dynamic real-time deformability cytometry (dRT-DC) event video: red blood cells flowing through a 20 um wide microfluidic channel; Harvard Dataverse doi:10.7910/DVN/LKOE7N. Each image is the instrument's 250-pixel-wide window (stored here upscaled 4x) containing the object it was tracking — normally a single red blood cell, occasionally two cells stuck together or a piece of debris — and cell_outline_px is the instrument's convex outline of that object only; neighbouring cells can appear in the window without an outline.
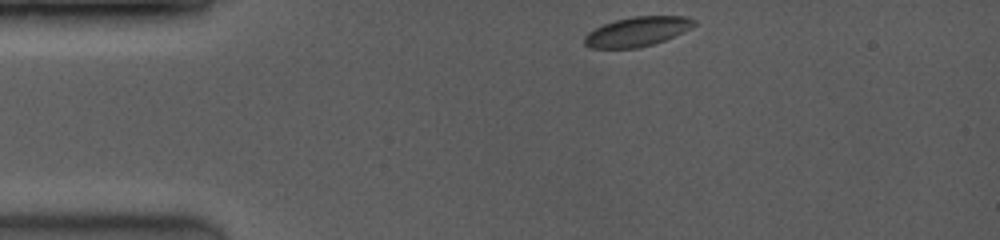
{"species": "common noctule bat (a hibernating species)", "species_latin": "Nyctalus noctula", "temperature_condition": "room temperature", "stored_images_in_passage": 5, "camera_frame_rate_fps": 3500, "um_per_image_px": 0.085, "animal": {"sex": "female", "body_mass_g": 19.0, "forearm_length_mm": 53.3}, "frame": {"image": 1, "passage_image": 1, "time_ms": 0.0, "image_size_px": [1000, 240], "cell_outline_px": [[696, 24], [692, 28], [664, 40], [640, 48], [592, 48], [584, 44], [584, 36], [588, 32], [604, 24], [616, 20], [632, 16], [684, 16], [696, 20]], "centroid_in_image_um": [54.17, 2.68], "position_along_channel_um": 30.8, "area_um2": 18.79}}
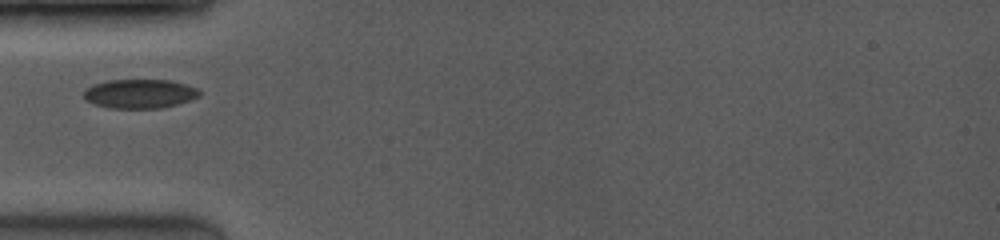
{"frame": {"image": 2, "passage_image": 4, "time_ms": 2.286, "image_size_px": [1000, 240], "cell_outline_px": [[200, 96], [176, 104], [160, 108], [108, 108], [92, 104], [84, 100], [84, 92], [92, 84], [108, 80], [168, 80], [184, 84], [196, 88], [200, 92]], "centroid_in_image_um": [11.82, 7.97], "position_along_channel_um": 73.2, "area_um2": 19.54}}